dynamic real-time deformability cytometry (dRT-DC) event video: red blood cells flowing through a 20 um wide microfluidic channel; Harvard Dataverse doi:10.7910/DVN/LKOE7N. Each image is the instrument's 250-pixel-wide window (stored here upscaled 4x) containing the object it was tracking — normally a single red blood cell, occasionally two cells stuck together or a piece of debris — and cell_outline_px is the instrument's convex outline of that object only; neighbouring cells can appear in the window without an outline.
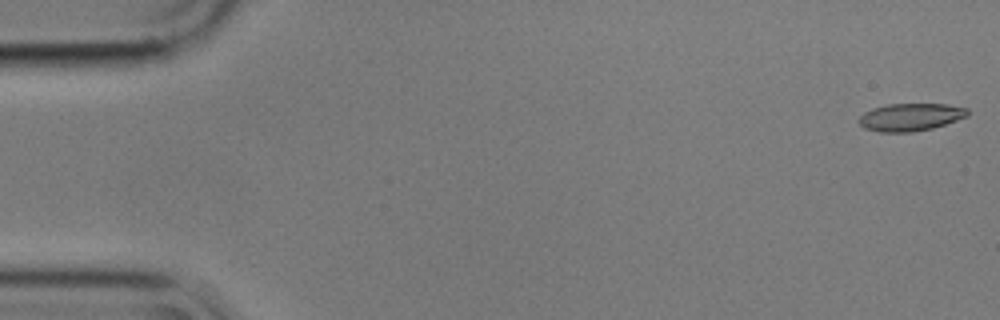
{"species": "common noctule bat (a hibernating species)", "species_latin": "Nyctalus noctula", "temperature_condition": "cold", "stored_images_in_passage": 56, "camera_frame_rate_fps": 3000, "um_per_image_px": 0.085, "animal": {"sex": "male", "body_mass_g": 17.9}, "frame": {"image": 1, "passage_image": 1, "time_ms": 0.0, "image_size_px": [1000, 320], "cell_outline_px": [[968, 116], [932, 128], [912, 132], [880, 132], [864, 128], [856, 120], [864, 112], [872, 108], [888, 104], [948, 104], [968, 108]], "centroid_in_image_um": [77.36, 9.95], "position_along_channel_um": 7.6, "area_um2": 17.51}}
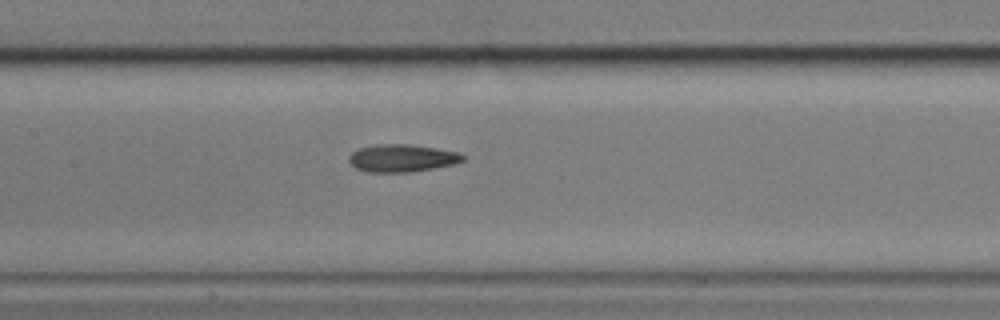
{"frame": {"image": 2, "passage_image": 26, "time_ms": 8.333, "image_size_px": [1000, 320], "cell_outline_px": [[464, 160], [452, 164], [432, 168], [408, 172], [368, 172], [356, 168], [348, 160], [348, 156], [352, 152], [360, 148], [376, 144], [408, 144], [436, 148], [460, 152], [464, 156]], "centroid_in_image_um": [34.15, 13.43], "position_along_channel_um": 173.3, "area_um2": 18.15}}
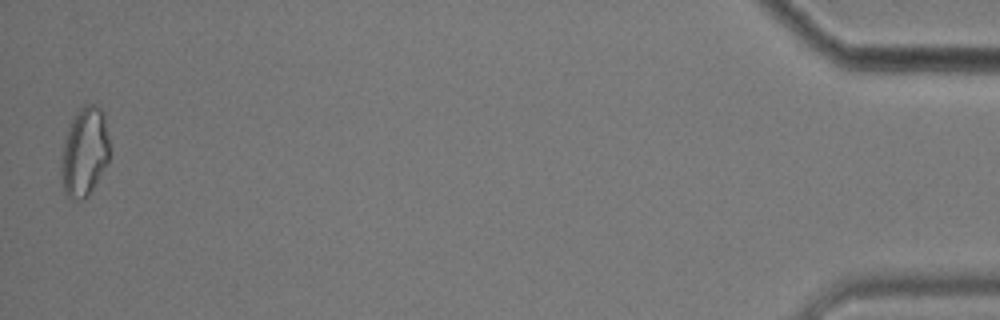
{"frame": {"image": 3, "passage_image": 55, "time_ms": 18.0, "image_size_px": [1000, 320], "cell_outline_px": [[108, 160], [88, 196], [84, 200], [72, 200], [64, 192], [60, 176], [60, 168], [64, 136], [76, 112], [84, 104], [96, 104], [104, 112], [108, 140]], "centroid_in_image_um": [7.14, 12.91], "position_along_channel_um": 428.1, "area_um2": 25.14}, "authors_computed_cell_mechanics": {"area_um2": 18.4671, "velocity_mm_per_s": 3.5702, "shape_relaxation_time_tau1_ms": 3.6759, "shape_relaxation_time_tau2_ms": 5.7535, "deformation_change_tau1": 0.1179, "deformation_change_tau2": 0.1504}}